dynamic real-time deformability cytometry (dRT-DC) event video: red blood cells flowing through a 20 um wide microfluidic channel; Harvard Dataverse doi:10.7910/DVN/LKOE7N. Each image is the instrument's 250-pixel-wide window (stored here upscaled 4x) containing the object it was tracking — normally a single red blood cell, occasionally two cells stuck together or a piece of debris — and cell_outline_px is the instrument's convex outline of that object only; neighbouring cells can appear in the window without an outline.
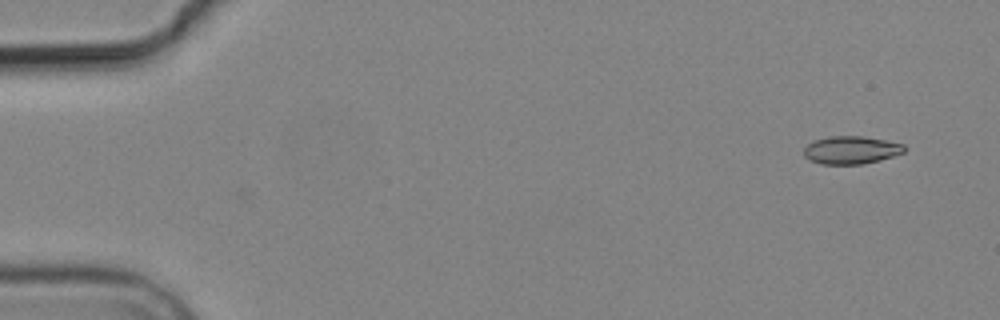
{"species": "common noctule bat (a hibernating species)", "species_latin": "Nyctalus noctula", "temperature_condition": "cold", "stored_images_in_passage": 8, "camera_frame_rate_fps": 3000, "um_per_image_px": 0.085, "animal": {"sex": "male", "body_mass_g": 19.2, "forearm_length_mm": 51.8}, "frame": {"image": 1, "passage_image": 1, "time_ms": 0.0, "image_size_px": [1000, 320], "cell_outline_px": [[908, 148], [904, 152], [880, 160], [860, 164], [820, 164], [804, 156], [804, 148], [812, 140], [828, 136], [864, 136], [904, 144]], "centroid_in_image_um": [72.35, 12.74], "position_along_channel_um": 12.7, "area_um2": 16.36}}
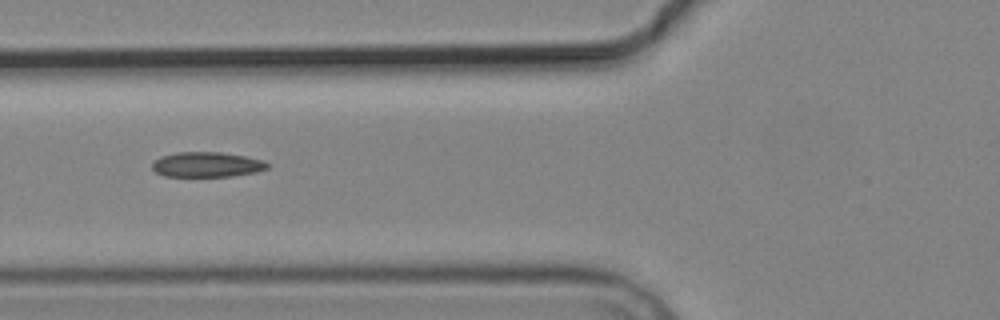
{"frame": {"image": 2, "passage_image": 6, "time_ms": 6.0, "image_size_px": [1000, 320], "cell_outline_px": [[272, 164], [268, 168], [256, 172], [232, 176], [164, 176], [156, 172], [152, 168], [152, 164], [160, 156], [176, 152], [220, 152], [244, 156], [264, 160]], "centroid_in_image_um": [17.61, 13.98], "position_along_channel_um": 108.2, "area_um2": 16.88}}
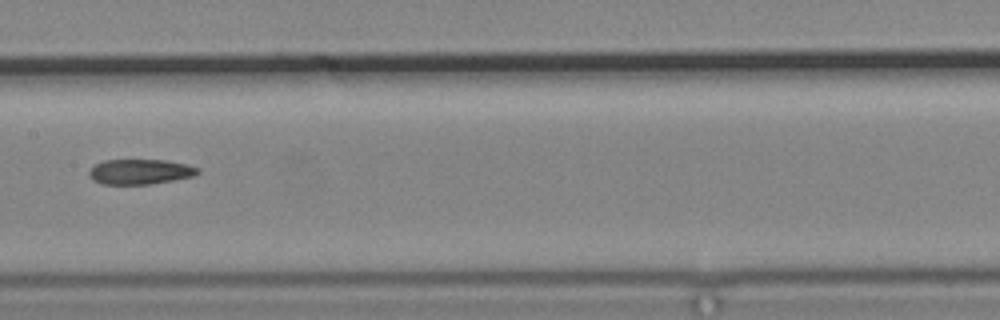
{"frame": {"image": 3, "passage_image": 8, "time_ms": 8.333, "image_size_px": [1000, 320], "cell_outline_px": [[200, 172], [192, 176], [152, 184], [100, 184], [92, 180], [88, 172], [96, 164], [104, 160], [164, 160], [188, 164], [200, 168]], "centroid_in_image_um": [11.91, 14.59], "position_along_channel_um": 195.5, "area_um2": 15.9}}